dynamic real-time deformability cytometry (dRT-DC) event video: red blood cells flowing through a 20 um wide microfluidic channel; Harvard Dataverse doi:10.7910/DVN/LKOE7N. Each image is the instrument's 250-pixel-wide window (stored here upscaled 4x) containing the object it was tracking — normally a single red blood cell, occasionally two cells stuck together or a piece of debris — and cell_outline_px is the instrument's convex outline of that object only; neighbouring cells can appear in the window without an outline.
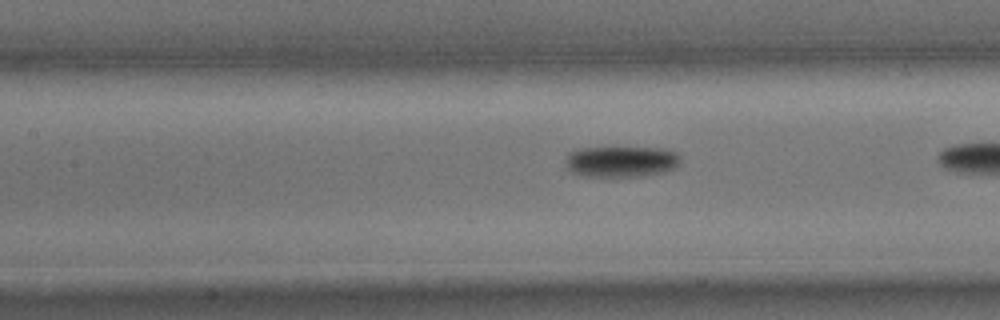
{"species": "common noctule bat (a hibernating species)", "species_latin": "Nyctalus noctula", "temperature_condition": "cold", "stored_images_in_passage": 41, "camera_frame_rate_fps": 3000, "um_per_image_px": 0.085, "animal": {"sex": "male", "body_mass_g": 15.6}, "frame": {"image": 1, "passage_image": 22, "time_ms": 7.0, "image_size_px": [1000, 320], "cell_outline_px": [[680, 160], [672, 168], [664, 172], [644, 176], [584, 176], [572, 172], [568, 168], [564, 160], [568, 152], [580, 148], [664, 148], [676, 152], [680, 156]], "centroid_in_image_um": [52.77, 13.72], "position_along_channel_um": 154.6, "area_um2": 20.69}}
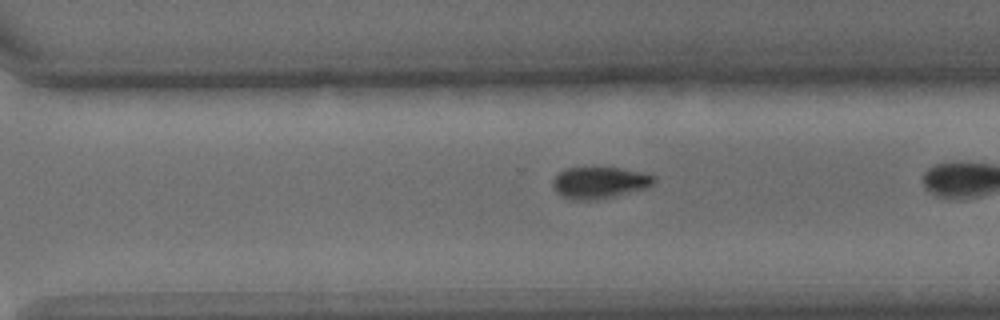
{"frame": {"image": 2, "passage_image": 36, "time_ms": 11.667, "image_size_px": [1000, 320], "cell_outline_px": [[656, 180], [648, 188], [596, 200], [576, 200], [560, 196], [556, 192], [552, 184], [552, 180], [560, 172], [568, 168], [620, 168], [640, 172], [656, 176]], "centroid_in_image_um": [50.96, 15.53], "position_along_channel_um": 319.6, "area_um2": 18.55}}